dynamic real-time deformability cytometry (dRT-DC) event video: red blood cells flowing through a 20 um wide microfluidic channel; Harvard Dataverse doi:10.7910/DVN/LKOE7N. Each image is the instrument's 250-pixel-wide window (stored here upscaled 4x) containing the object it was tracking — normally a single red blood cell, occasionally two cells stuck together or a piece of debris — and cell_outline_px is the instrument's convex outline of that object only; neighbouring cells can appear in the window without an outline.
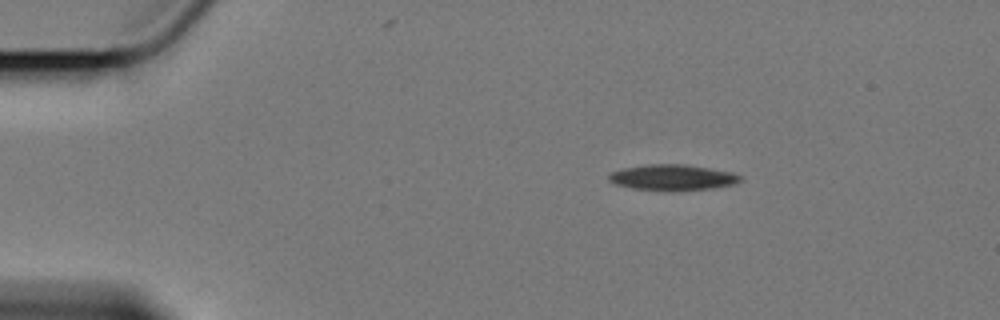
{"species": "Egyptian fruit bat (a non-hibernating species)", "species_latin": "Rousettus aegyptiacus", "temperature_condition": "cold", "stored_images_in_passage": 50, "camera_frame_rate_fps": 3000, "um_per_image_px": 0.085, "animal": {"sex": "female"}, "frame": {"image": 1, "passage_image": 1, "time_ms": 0.0, "image_size_px": [1000, 320], "cell_outline_px": [[740, 180], [732, 184], [708, 188], [632, 188], [616, 184], [608, 180], [608, 176], [612, 172], [624, 168], [648, 164], [684, 164], [732, 172], [740, 176]], "centroid_in_image_um": [57.12, 15.03], "position_along_channel_um": 27.9, "area_um2": 18.5}}
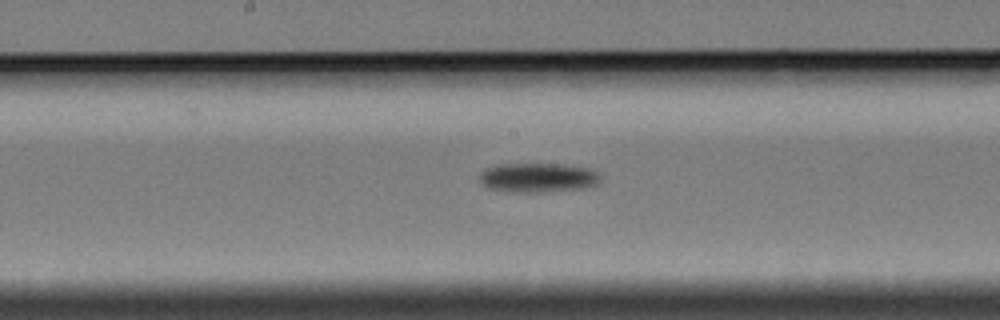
{"frame": {"image": 2, "passage_image": 22, "time_ms": 7.0, "image_size_px": [1000, 320], "cell_outline_px": [[600, 180], [596, 184], [588, 188], [540, 192], [512, 192], [488, 188], [480, 180], [480, 172], [496, 164], [556, 164], [588, 168], [596, 172], [600, 176]], "centroid_in_image_um": [45.72, 15.1], "position_along_channel_um": 202.5, "area_um2": 20.58}}
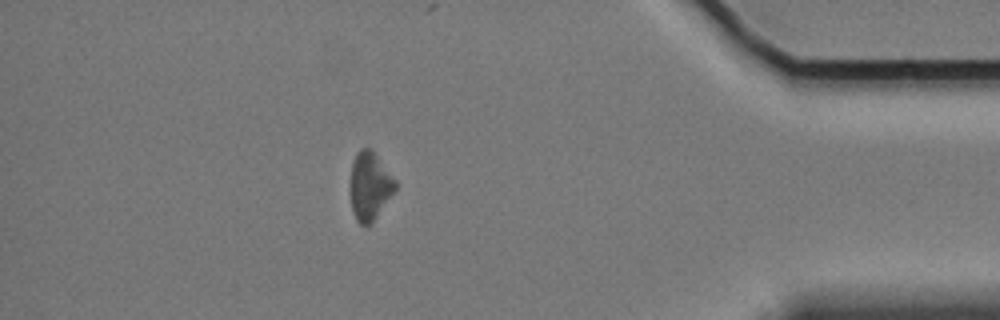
{"frame": {"image": 3, "passage_image": 43, "time_ms": 14.0, "image_size_px": [1000, 320], "cell_outline_px": [[396, 188], [372, 220], [368, 224], [360, 224], [356, 220], [352, 208], [352, 164], [356, 152], [360, 148], [372, 148], [396, 180]], "centroid_in_image_um": [31.44, 15.73], "position_along_channel_um": 403.8, "area_um2": 17.17}, "authors_computed_cell_mechanics": {"area_um2": 19.0451, "velocity_mm_per_s": 3.4147, "shape_relaxation_time_tau1_ms": 2.9214, "shape_relaxation_time_tau2_ms": null, "deformation_change_tau1": 0.0849, "deformation_change_tau2": null}}